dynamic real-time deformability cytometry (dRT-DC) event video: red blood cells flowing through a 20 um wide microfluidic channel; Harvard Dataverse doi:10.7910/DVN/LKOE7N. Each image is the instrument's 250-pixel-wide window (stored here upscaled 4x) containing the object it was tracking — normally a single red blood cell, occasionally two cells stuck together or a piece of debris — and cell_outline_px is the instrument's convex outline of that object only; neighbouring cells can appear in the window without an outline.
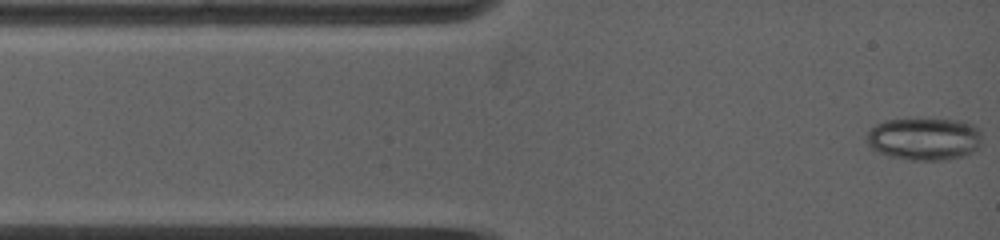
{"species": "common noctule bat (a hibernating species)", "species_latin": "Nyctalus noctula", "temperature_condition": "warm", "stored_images_in_passage": 97, "camera_frame_rate_fps": 5000, "um_per_image_px": 0.085, "animal": {"sex": "female", "body_mass_g": 19.0, "forearm_length_mm": 53.3}, "frame": {"image": 1, "passage_image": 1, "time_ms": 0.0, "image_size_px": [1000, 240], "cell_outline_px": [[980, 148], [964, 156], [944, 160], [912, 160], [888, 156], [872, 148], [868, 144], [868, 132], [876, 124], [884, 120], [916, 116], [964, 120], [972, 124], [980, 132]], "centroid_in_image_um": [78.58, 11.75], "position_along_channel_um": 6.4, "area_um2": 29.48}}
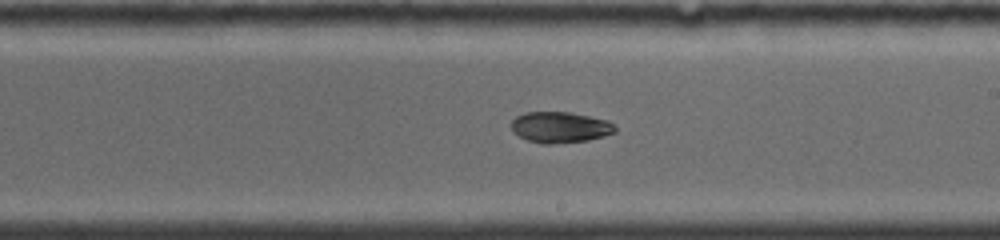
{"frame": {"image": 2, "passage_image": 33, "time_ms": 7.2, "image_size_px": [1000, 240], "cell_outline_px": [[616, 132], [604, 136], [588, 140], [552, 144], [544, 144], [528, 140], [520, 136], [512, 128], [512, 120], [516, 116], [524, 112], [568, 112], [608, 120], [616, 128]], "centroid_in_image_um": [47.62, 10.81], "position_along_channel_um": 241.4, "area_um2": 18.55}}
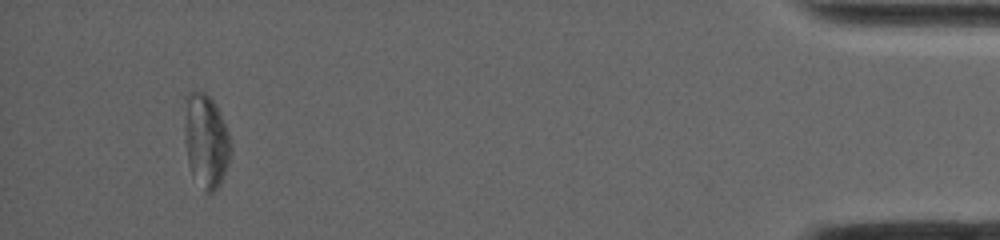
{"frame": {"image": 3, "passage_image": 87, "time_ms": 14.2, "image_size_px": [1000, 240], "cell_outline_px": [[232, 148], [228, 164], [220, 184], [212, 192], [204, 192], [192, 172], [188, 164], [184, 140], [184, 100], [188, 92], [196, 88], [204, 92], [212, 100], [228, 132]], "centroid_in_image_um": [17.47, 11.93], "position_along_channel_um": 417.7, "area_um2": 25.37}}